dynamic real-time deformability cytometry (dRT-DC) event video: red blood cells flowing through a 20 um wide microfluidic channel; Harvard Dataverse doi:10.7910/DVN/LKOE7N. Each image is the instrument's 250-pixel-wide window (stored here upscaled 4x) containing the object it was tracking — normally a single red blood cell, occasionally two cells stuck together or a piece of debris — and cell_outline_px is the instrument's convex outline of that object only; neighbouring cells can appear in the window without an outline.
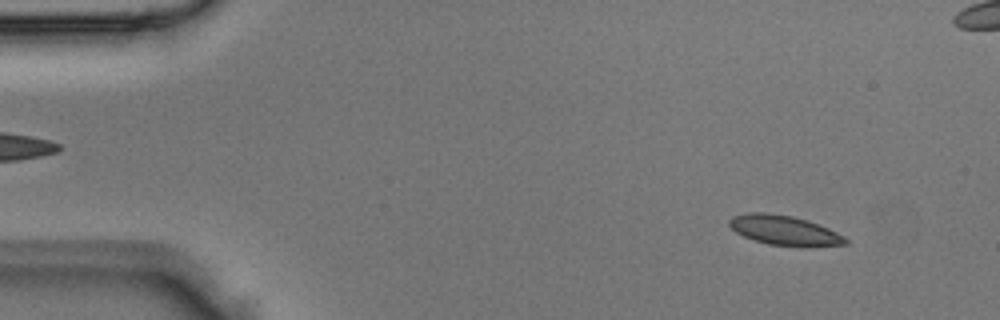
{"species": "Egyptian fruit bat (a non-hibernating species)", "species_latin": "Rousettus aegyptiacus", "temperature_condition": "room temperature", "stored_images_in_passage": 4, "camera_frame_rate_fps": 3000, "um_per_image_px": 0.085, "animal": {"sex": "male"}, "frame": {"image": 1, "passage_image": 1, "time_ms": 0.0, "image_size_px": [1000, 320], "cell_outline_px": [[848, 244], [768, 244], [744, 236], [736, 232], [728, 224], [728, 220], [732, 216], [744, 212], [768, 212], [792, 216], [808, 220], [828, 228], [844, 236], [848, 240]], "centroid_in_image_um": [66.57, 19.51], "position_along_channel_um": 18.4, "area_um2": 19.36}}